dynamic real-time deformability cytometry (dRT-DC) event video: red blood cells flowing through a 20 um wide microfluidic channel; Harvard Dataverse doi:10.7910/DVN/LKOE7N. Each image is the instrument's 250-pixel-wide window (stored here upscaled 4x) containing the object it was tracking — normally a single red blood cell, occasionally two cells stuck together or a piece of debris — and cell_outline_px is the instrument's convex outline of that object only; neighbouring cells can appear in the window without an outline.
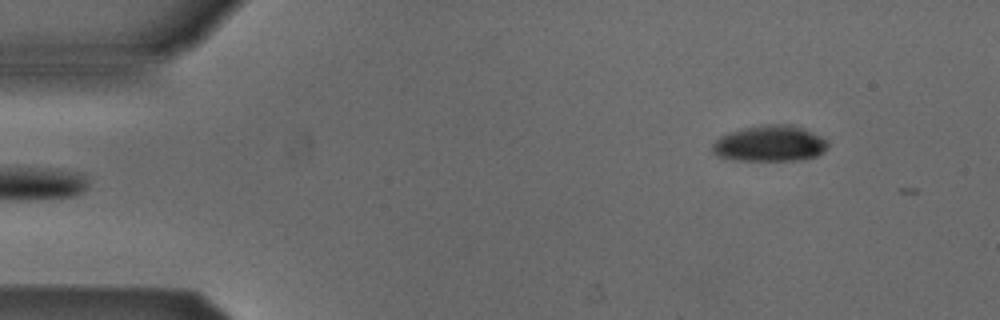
{"species": "Egyptian fruit bat (a non-hibernating species)", "species_latin": "Rousettus aegyptiacus", "temperature_condition": "cold", "stored_images_in_passage": 3, "camera_frame_rate_fps": 3000, "um_per_image_px": 0.085, "animal": {"sex": "male"}, "frame": {"image": 1, "passage_image": 1, "time_ms": 0.0, "image_size_px": [1000, 320], "cell_outline_px": [[828, 148], [824, 152], [816, 156], [804, 160], [732, 160], [716, 156], [712, 152], [712, 144], [720, 136], [744, 128], [764, 124], [792, 124], [820, 136], [828, 140]], "centroid_in_image_um": [65.44, 12.21], "position_along_channel_um": 19.6, "area_um2": 24.33}}